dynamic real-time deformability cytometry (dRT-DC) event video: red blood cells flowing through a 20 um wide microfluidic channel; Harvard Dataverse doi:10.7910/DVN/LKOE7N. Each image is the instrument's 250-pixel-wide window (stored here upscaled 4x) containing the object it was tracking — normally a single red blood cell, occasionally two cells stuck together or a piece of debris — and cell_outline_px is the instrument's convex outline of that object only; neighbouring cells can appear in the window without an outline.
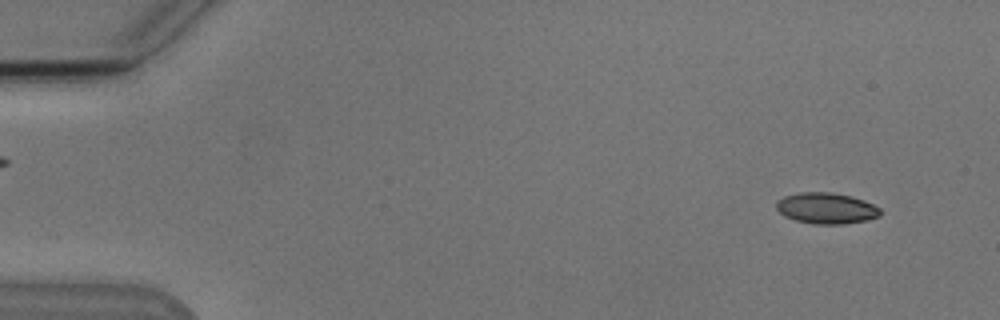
{"species": "Egyptian fruit bat (a non-hibernating species)", "species_latin": "Rousettus aegyptiacus", "temperature_condition": "cold", "stored_images_in_passage": 51, "camera_frame_rate_fps": 3000, "um_per_image_px": 0.085, "animal": {"sex": "male"}, "frame": {"image": 1, "passage_image": 1, "time_ms": 0.0, "image_size_px": [1000, 320], "cell_outline_px": [[880, 216], [868, 220], [844, 224], [812, 224], [796, 220], [784, 216], [776, 208], [776, 200], [784, 196], [800, 192], [832, 192], [852, 196], [864, 200], [880, 208]], "centroid_in_image_um": [70.23, 17.7], "position_along_channel_um": 14.8, "area_um2": 18.96}}
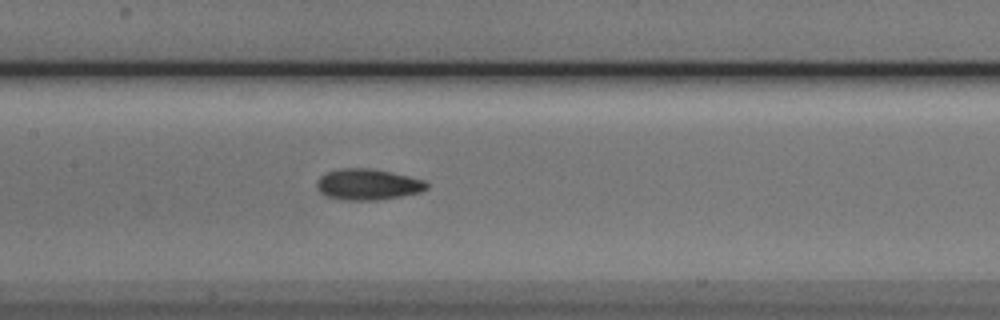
{"frame": {"image": 2, "passage_image": 23, "time_ms": 7.333, "image_size_px": [1000, 320], "cell_outline_px": [[428, 188], [420, 192], [404, 196], [376, 200], [344, 200], [324, 196], [316, 188], [316, 180], [320, 176], [328, 172], [340, 168], [368, 168], [408, 176], [424, 180], [428, 184]], "centroid_in_image_um": [31.23, 15.69], "position_along_channel_um": 176.2, "area_um2": 19.94}}
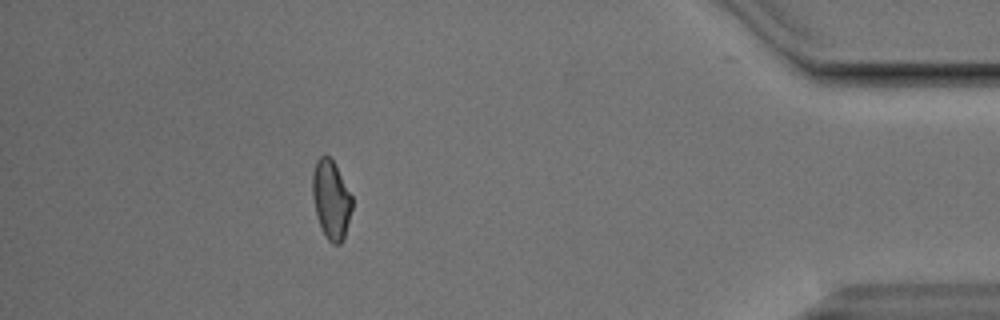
{"frame": {"image": 3, "passage_image": 45, "time_ms": 14.667, "image_size_px": [1000, 320], "cell_outline_px": [[352, 208], [344, 236], [340, 244], [332, 244], [328, 240], [320, 224], [316, 212], [312, 196], [312, 172], [316, 160], [320, 156], [328, 156], [332, 160], [352, 196]], "centroid_in_image_um": [28.13, 16.95], "position_along_channel_um": 407.1, "area_um2": 17.8}, "authors_computed_cell_mechanics": {"area_um2": 19.0162, "velocity_mm_per_s": 3.8163, "shape_relaxation_time_tau1_ms": 4.8005, "shape_relaxation_time_tau2_ms": 2.7594, "deformation_change_tau1": 0.1173, "deformation_change_tau2": 0.0822}}